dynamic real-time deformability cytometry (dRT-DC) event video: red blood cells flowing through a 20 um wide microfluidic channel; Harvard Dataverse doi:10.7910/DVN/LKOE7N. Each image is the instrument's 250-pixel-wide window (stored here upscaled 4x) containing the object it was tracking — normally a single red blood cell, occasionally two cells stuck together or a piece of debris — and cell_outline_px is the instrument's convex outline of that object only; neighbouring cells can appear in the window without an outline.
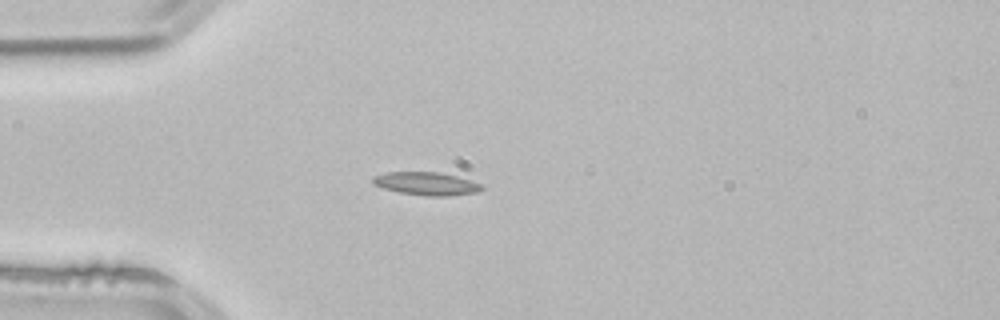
{"species": "common noctule bat (a hibernating species)", "species_latin": "Nyctalus noctula", "temperature_condition": "room temperature", "stored_images_in_passage": 2, "camera_frame_rate_fps": 3000, "um_per_image_px": 0.085, "animal": {"sex": "male", "body_mass_g": 21.5, "forearm_length_mm": 52.0}, "frame": {"image": 1, "passage_image": 2, "time_ms": 0.333, "image_size_px": [1000, 320], "cell_outline_px": [[484, 188], [480, 192], [448, 196], [428, 196], [400, 192], [384, 188], [372, 184], [372, 180], [376, 176], [388, 172], [440, 172], [456, 176], [480, 184]], "centroid_in_image_um": [36.27, 15.61], "position_along_channel_um": 48.7, "area_um2": 14.45}}